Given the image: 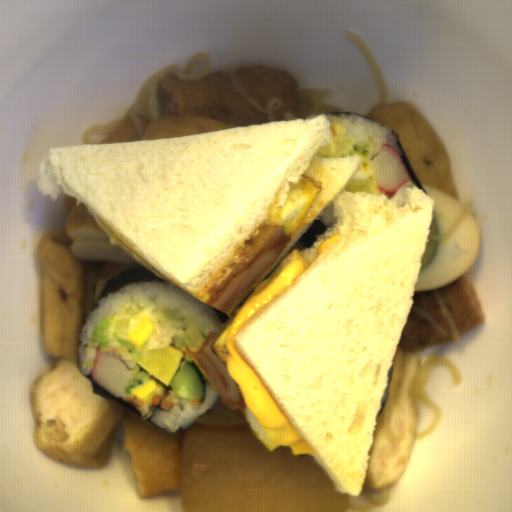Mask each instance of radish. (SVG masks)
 I'll return each mask as SVG.
<instances>
[{"mask_svg": "<svg viewBox=\"0 0 512 512\" xmlns=\"http://www.w3.org/2000/svg\"><path fill=\"white\" fill-rule=\"evenodd\" d=\"M182 512H347L338 491L309 455L289 446L270 452L245 413L219 396L187 430L180 452Z\"/></svg>", "mask_w": 512, "mask_h": 512, "instance_id": "obj_1", "label": "radish"}]
</instances>
